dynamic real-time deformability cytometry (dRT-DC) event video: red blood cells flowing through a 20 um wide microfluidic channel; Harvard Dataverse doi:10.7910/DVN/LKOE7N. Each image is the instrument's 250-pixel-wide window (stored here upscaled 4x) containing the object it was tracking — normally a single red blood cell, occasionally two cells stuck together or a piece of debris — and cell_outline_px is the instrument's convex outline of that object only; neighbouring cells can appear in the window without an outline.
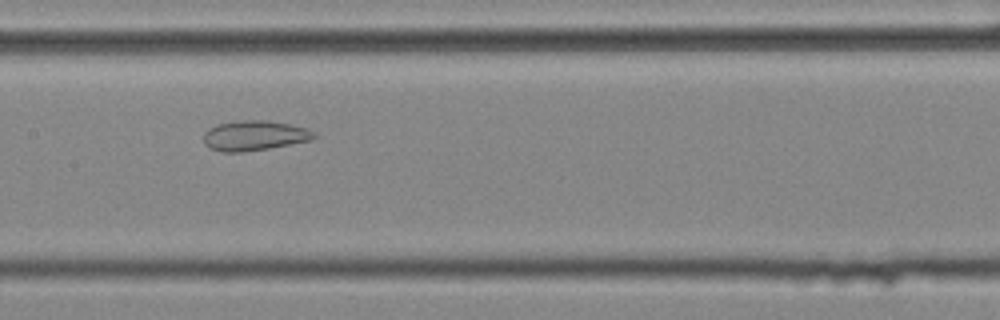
{"species": "common noctule bat (a hibernating species)", "species_latin": "Nyctalus noctula", "temperature_condition": "cold", "stored_images_in_passage": 47, "camera_frame_rate_fps": 3000, "um_per_image_px": 0.085, "animal": {"sex": "female", "body_mass_g": 25.1}, "frame": {"image": 1, "passage_image": 19, "time_ms": 6.0, "image_size_px": [1000, 320], "cell_outline_px": [[316, 136], [312, 140], [268, 148], [240, 152], [220, 152], [208, 148], [204, 144], [204, 132], [208, 128], [216, 124], [240, 120], [268, 120], [308, 128], [316, 132]], "centroid_in_image_um": [21.6, 11.52], "position_along_channel_um": 185.8, "area_um2": 19.48}}
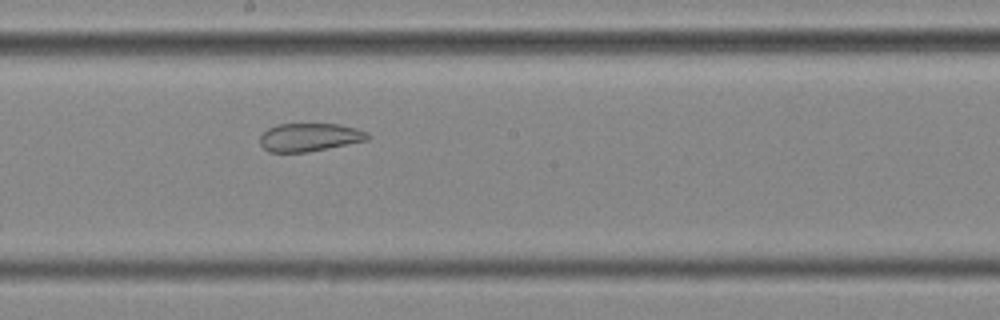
{"frame": {"image": 2, "passage_image": 22, "time_ms": 7.0, "image_size_px": [1000, 320], "cell_outline_px": [[372, 136], [368, 140], [308, 152], [268, 152], [260, 144], [260, 136], [268, 128], [276, 124], [340, 124], [356, 128], [368, 132]], "centroid_in_image_um": [26.33, 11.66], "position_along_channel_um": 221.9, "area_um2": 17.8}}
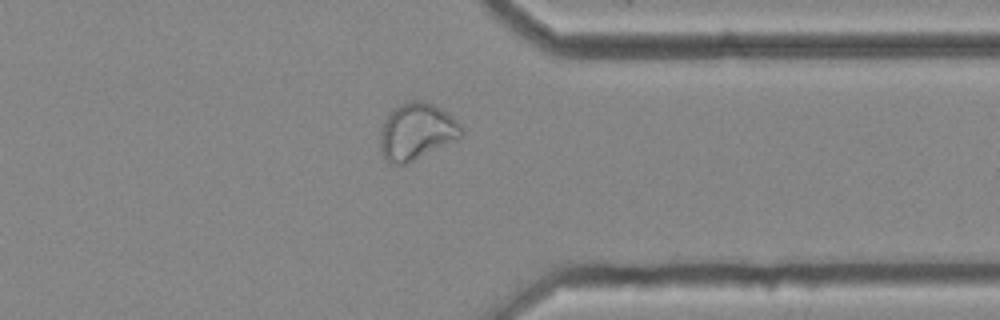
{"frame": {"image": 3, "passage_image": 35, "time_ms": 11.333, "image_size_px": [1000, 320], "cell_outline_px": [[464, 136], [456, 140], [404, 164], [392, 164], [380, 152], [380, 136], [384, 120], [392, 108], [400, 104], [412, 100], [420, 100], [432, 104], [448, 112], [460, 124], [464, 132]], "centroid_in_image_um": [35.42, 11.15], "position_along_channel_um": 376.0, "area_um2": 26.7}, "authors_computed_cell_mechanics": {"area_um2": 26.1256, "velocity_mm_per_s": 3.624, "shape_relaxation_time_tau1_ms": null, "shape_relaxation_time_tau2_ms": 1.9529, "deformation_change_tau1": null, "deformation_change_tau2": 0.0814}}